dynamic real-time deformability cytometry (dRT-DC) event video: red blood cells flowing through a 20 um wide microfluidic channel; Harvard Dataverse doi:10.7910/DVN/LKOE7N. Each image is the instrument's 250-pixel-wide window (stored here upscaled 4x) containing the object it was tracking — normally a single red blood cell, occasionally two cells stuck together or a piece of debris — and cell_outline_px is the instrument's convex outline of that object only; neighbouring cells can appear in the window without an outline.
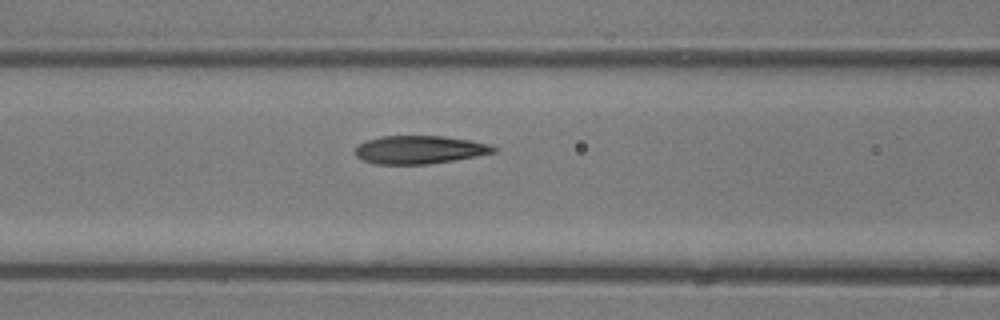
{"species": "common noctule bat (a hibernating species)", "species_latin": "Nyctalus noctula", "temperature_condition": "room temperature", "stored_images_in_passage": 6, "segment_of_instrument_passage": [1, 2], "camera_frame_rate_fps": 3000, "um_per_image_px": 0.085, "animal": {"sex": "male", "body_mass_g": 13.3}, "frame": {"image": 1, "passage_image": 5, "time_ms": 4.667, "image_size_px": [1000, 320], "cell_outline_px": [[496, 152], [476, 156], [428, 164], [376, 164], [364, 160], [356, 156], [352, 152], [360, 144], [368, 140], [380, 136], [444, 136], [472, 140], [488, 144], [496, 148]], "centroid_in_image_um": [35.64, 12.72], "position_along_channel_um": 131.0, "area_um2": 22.6}}